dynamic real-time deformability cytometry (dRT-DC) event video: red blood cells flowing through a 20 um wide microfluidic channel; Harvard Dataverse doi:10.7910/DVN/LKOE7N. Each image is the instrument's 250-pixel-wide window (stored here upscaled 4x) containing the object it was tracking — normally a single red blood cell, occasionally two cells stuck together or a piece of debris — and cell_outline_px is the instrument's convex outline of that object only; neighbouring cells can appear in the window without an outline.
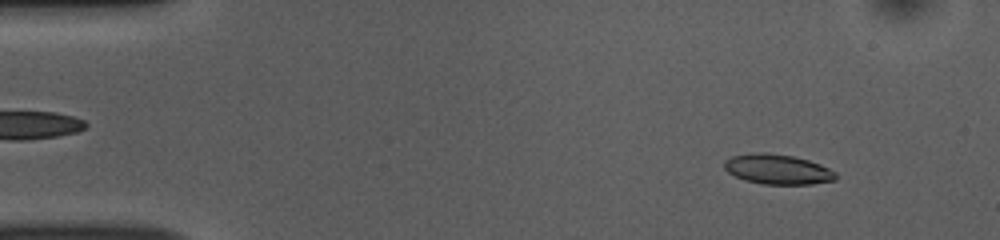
{"species": "common noctule bat (a hibernating species)", "species_latin": "Nyctalus noctula", "temperature_condition": "room temperature", "stored_images_in_passage": 51, "camera_frame_rate_fps": 3000, "um_per_image_px": 0.085, "animal": {"sex": "female", "body_mass_g": 10.0, "forearm_length_mm": 53.1}, "frame": {"image": 1, "passage_image": 5, "time_ms": 1.333, "image_size_px": [1000, 240], "cell_outline_px": [[836, 180], [812, 184], [764, 184], [744, 180], [728, 172], [724, 168], [724, 160], [732, 156], [756, 152], [764, 152], [792, 156], [808, 160], [820, 164], [836, 172]], "centroid_in_image_um": [66.09, 14.39], "position_along_channel_um": 18.9, "area_um2": 19.42}}
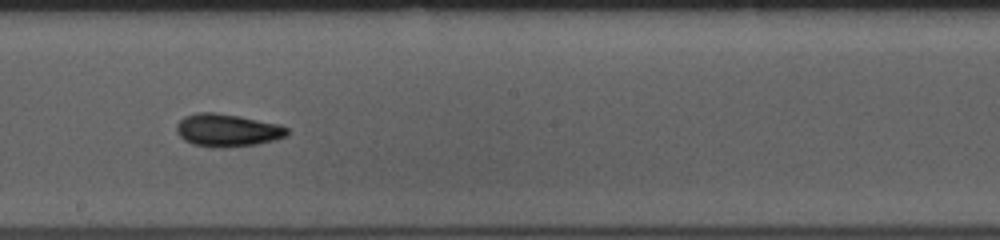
{"frame": {"image": 2, "passage_image": 28, "time_ms": 9.0, "image_size_px": [1000, 240], "cell_outline_px": [[288, 136], [256, 144], [224, 148], [216, 148], [192, 144], [184, 140], [176, 132], [176, 124], [184, 116], [196, 112], [216, 112], [240, 116], [280, 124], [288, 128]], "centroid_in_image_um": [19.3, 11.06], "position_along_channel_um": 228.9, "area_um2": 21.33}}
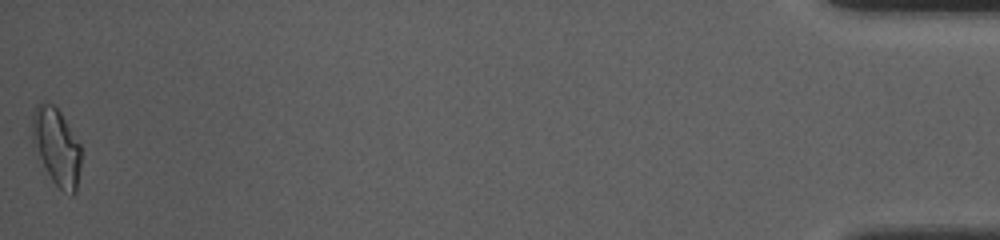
{"frame": {"image": 3, "passage_image": 51, "time_ms": 16.667, "image_size_px": [1000, 240], "cell_outline_px": [[80, 164], [76, 192], [72, 196], [60, 188], [52, 180], [32, 144], [32, 112], [36, 104], [40, 100], [52, 104], [60, 112], [80, 144]], "centroid_in_image_um": [4.78, 12.43], "position_along_channel_um": 430.4, "area_um2": 21.79}, "authors_computed_cell_mechanics": {"area_um2": 19.652, "velocity_mm_per_s": 3.8712, "shape_relaxation_time_tau1_ms": 3.4264, "shape_relaxation_time_tau2_ms": 2.5009, "deformation_change_tau1": 0.1478, "deformation_change_tau2": 0.094}}